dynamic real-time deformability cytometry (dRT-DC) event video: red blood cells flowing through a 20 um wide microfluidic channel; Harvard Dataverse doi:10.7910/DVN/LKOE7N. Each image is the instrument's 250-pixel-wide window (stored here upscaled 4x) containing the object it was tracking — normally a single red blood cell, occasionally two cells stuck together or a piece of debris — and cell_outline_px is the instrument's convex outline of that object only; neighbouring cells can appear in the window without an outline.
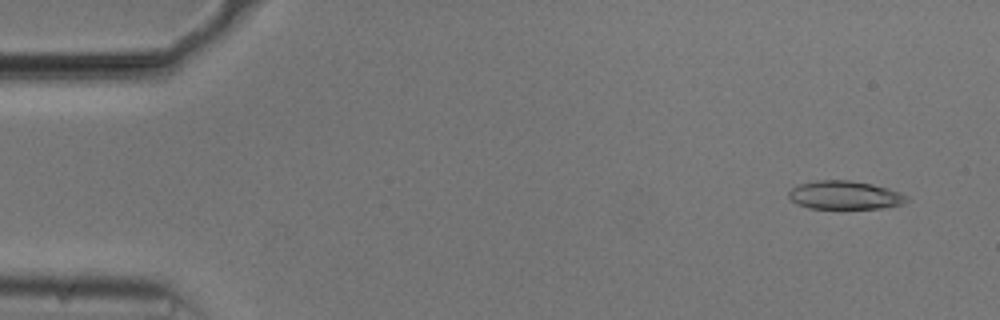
{"species": "common noctule bat (a hibernating species)", "species_latin": "Nyctalus noctula", "temperature_condition": "cold", "stored_images_in_passage": 54, "camera_frame_rate_fps": 3000, "um_per_image_px": 0.085, "animal": {"sex": "male", "body_mass_g": 20.5, "forearm_length_mm": 52.5}, "frame": {"image": 1, "passage_image": 4, "time_ms": 1.0, "image_size_px": [1000, 320], "cell_outline_px": [[908, 200], [900, 204], [880, 208], [808, 208], [796, 204], [788, 196], [788, 192], [792, 188], [800, 184], [816, 180], [848, 180], [872, 184], [888, 188], [900, 192], [908, 196]], "centroid_in_image_um": [71.79, 16.58], "position_along_channel_um": 13.2, "area_um2": 19.42}}
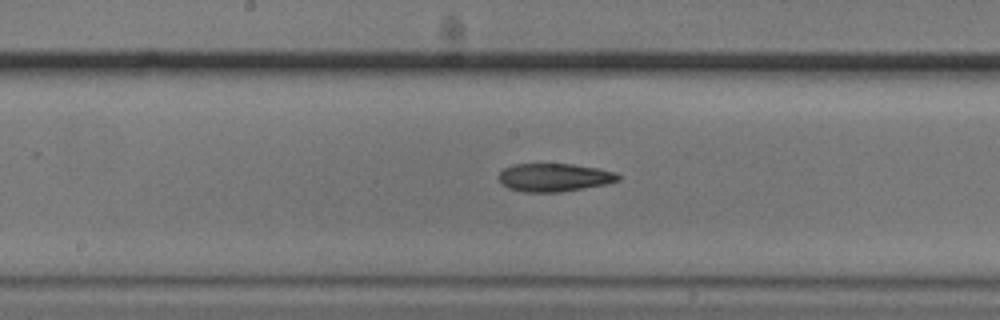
{"frame": {"image": 2, "passage_image": 28, "time_ms": 9.0, "image_size_px": [1000, 320], "cell_outline_px": [[620, 180], [608, 184], [560, 192], [524, 192], [508, 188], [500, 180], [500, 172], [504, 168], [512, 164], [572, 164], [596, 168], [616, 172], [620, 176]], "centroid_in_image_um": [47.14, 15.08], "position_along_channel_um": 201.1, "area_um2": 19.54}}
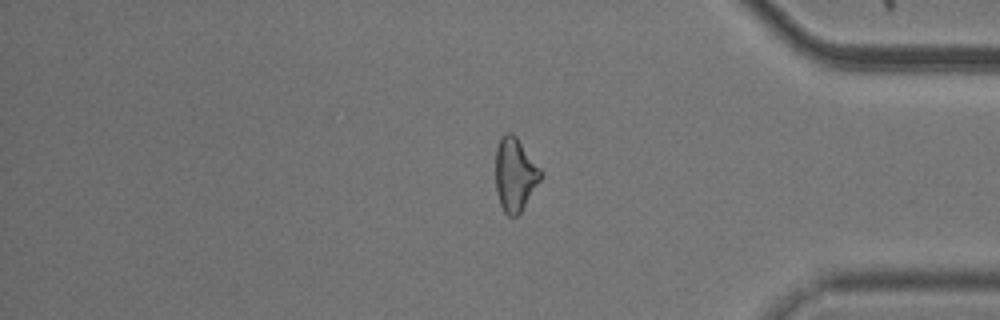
{"frame": {"image": 3, "passage_image": 45, "time_ms": 14.667, "image_size_px": [1000, 320], "cell_outline_px": [[544, 172], [540, 180], [520, 212], [516, 216], [508, 216], [504, 212], [500, 204], [496, 192], [496, 148], [500, 136], [504, 132], [512, 132], [516, 136]], "centroid_in_image_um": [43.77, 14.79], "position_along_channel_um": 391.4, "area_um2": 19.36}, "authors_computed_cell_mechanics": {"area_um2": 19.941, "velocity_mm_per_s": 3.7548, "shape_relaxation_time_tau1_ms": 4.7589, "shape_relaxation_time_tau2_ms": 7.9463, "deformation_change_tau1": 0.1526, "deformation_change_tau2": 0.1985}}